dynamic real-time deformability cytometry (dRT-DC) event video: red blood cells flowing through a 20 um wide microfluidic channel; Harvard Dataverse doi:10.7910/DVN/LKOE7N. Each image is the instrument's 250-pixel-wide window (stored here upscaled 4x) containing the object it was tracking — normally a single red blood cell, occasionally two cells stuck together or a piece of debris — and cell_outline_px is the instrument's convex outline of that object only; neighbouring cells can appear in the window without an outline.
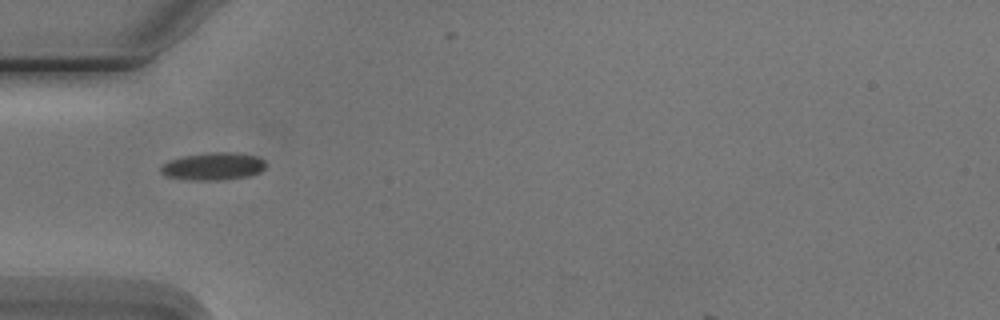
{"species": "Egyptian fruit bat (a non-hibernating species)", "species_latin": "Rousettus aegyptiacus", "temperature_condition": "cold", "stored_images_in_passage": 10, "camera_frame_rate_fps": 3000, "um_per_image_px": 0.085, "animal": {"sex": "male"}, "frame": {"image": 1, "passage_image": 5, "time_ms": 5.667, "image_size_px": [1000, 320], "cell_outline_px": [[268, 164], [260, 172], [248, 176], [220, 180], [192, 180], [168, 176], [160, 172], [160, 168], [168, 160], [184, 156], [212, 152], [236, 152], [256, 156], [264, 160]], "centroid_in_image_um": [18.16, 14.13], "position_along_channel_um": 66.8, "area_um2": 16.82}}
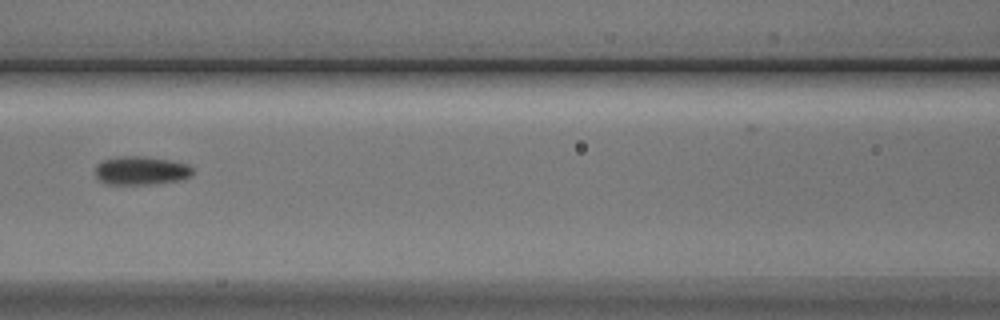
{"frame": {"image": 2, "passage_image": 7, "time_ms": 8.0, "image_size_px": [1000, 320], "cell_outline_px": [[192, 172], [188, 176], [180, 180], [148, 184], [104, 184], [96, 176], [96, 164], [104, 160], [124, 156], [140, 156], [168, 160], [188, 164], [192, 168]], "centroid_in_image_um": [11.96, 14.5], "position_along_channel_um": 154.6, "area_um2": 15.9}}
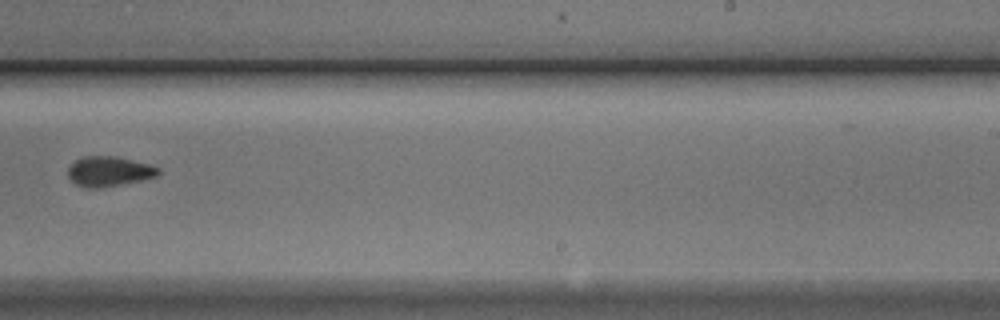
{"frame": {"image": 3, "passage_image": 10, "time_ms": 11.333, "image_size_px": [1000, 320], "cell_outline_px": [[160, 172], [156, 176], [140, 180], [100, 188], [88, 188], [76, 184], [68, 176], [68, 168], [76, 160], [84, 156], [112, 156], [148, 164], [160, 168]], "centroid_in_image_um": [9.24, 14.57], "position_along_channel_um": 279.8, "area_um2": 15.43}}